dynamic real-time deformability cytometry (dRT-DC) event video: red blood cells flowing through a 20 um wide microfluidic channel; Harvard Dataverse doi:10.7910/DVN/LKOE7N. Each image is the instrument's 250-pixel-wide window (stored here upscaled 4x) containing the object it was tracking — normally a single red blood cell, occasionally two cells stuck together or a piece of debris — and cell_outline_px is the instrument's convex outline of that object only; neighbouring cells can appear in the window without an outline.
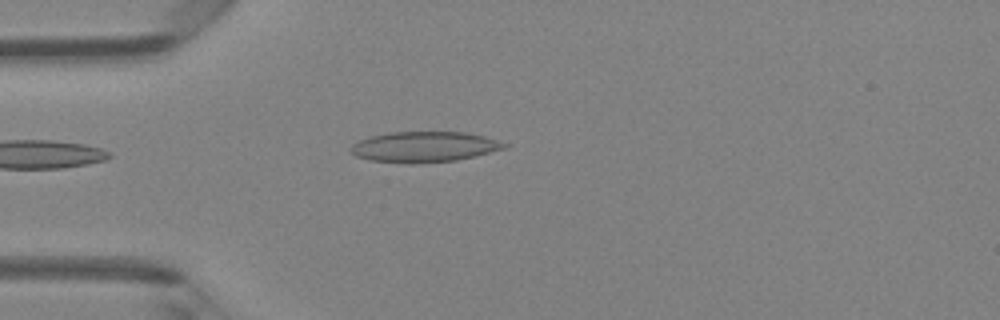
{"species": "Egyptian fruit bat (a non-hibernating species)", "species_latin": "Rousettus aegyptiacus", "temperature_condition": "room temperature", "stored_images_in_passage": 31, "camera_frame_rate_fps": 3000, "um_per_image_px": 0.085, "animal": {"sex": "female"}, "frame": {"image": 1, "passage_image": 1, "time_ms": 0.0, "image_size_px": [1000, 320], "cell_outline_px": [[512, 144], [508, 148], [476, 156], [456, 160], [412, 164], [408, 164], [368, 160], [356, 156], [352, 152], [352, 144], [360, 140], [372, 136], [392, 132], [464, 132], [484, 136]], "centroid_in_image_um": [36.14, 12.49], "position_along_channel_um": 48.9, "area_um2": 27.51}}
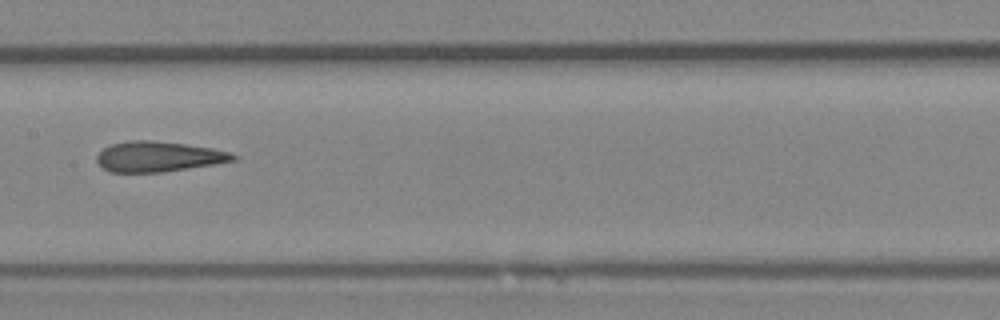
{"frame": {"image": 2, "passage_image": 12, "time_ms": 3.667, "image_size_px": [1000, 320], "cell_outline_px": [[236, 160], [164, 172], [108, 172], [96, 160], [96, 156], [104, 148], [112, 144], [132, 140], [152, 140], [184, 144], [212, 148], [228, 152], [236, 156]], "centroid_in_image_um": [13.43, 13.31], "position_along_channel_um": 194.0, "area_um2": 23.76}}
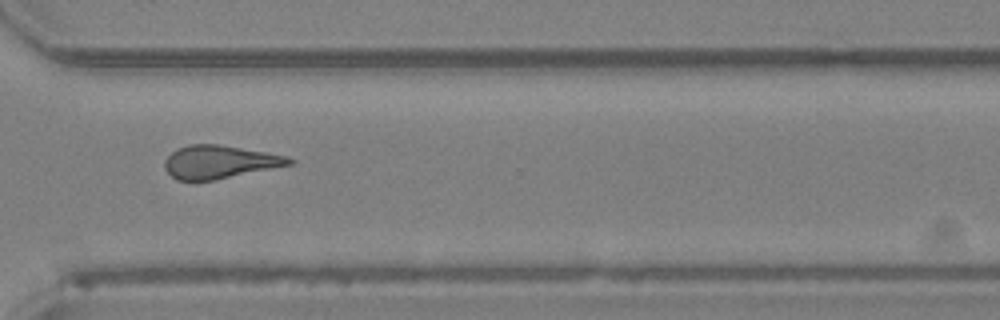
{"frame": {"image": 3, "passage_image": 23, "time_ms": 7.333, "image_size_px": [1000, 320], "cell_outline_px": [[296, 164], [212, 180], [176, 180], [164, 168], [164, 160], [176, 148], [188, 144], [216, 144], [288, 156], [296, 160]], "centroid_in_image_um": [18.67, 13.76], "position_along_channel_um": 351.9, "area_um2": 23.99}, "authors_computed_cell_mechanics": {"area_um2": 24.2182, "velocity_mm_per_s": 4.3134, "shape_relaxation_time_tau1_ms": 9.2756, "shape_relaxation_time_tau2_ms": 2.1972, "deformation_change_tau1": 0.1949, "deformation_change_tau2": 0.1333}}